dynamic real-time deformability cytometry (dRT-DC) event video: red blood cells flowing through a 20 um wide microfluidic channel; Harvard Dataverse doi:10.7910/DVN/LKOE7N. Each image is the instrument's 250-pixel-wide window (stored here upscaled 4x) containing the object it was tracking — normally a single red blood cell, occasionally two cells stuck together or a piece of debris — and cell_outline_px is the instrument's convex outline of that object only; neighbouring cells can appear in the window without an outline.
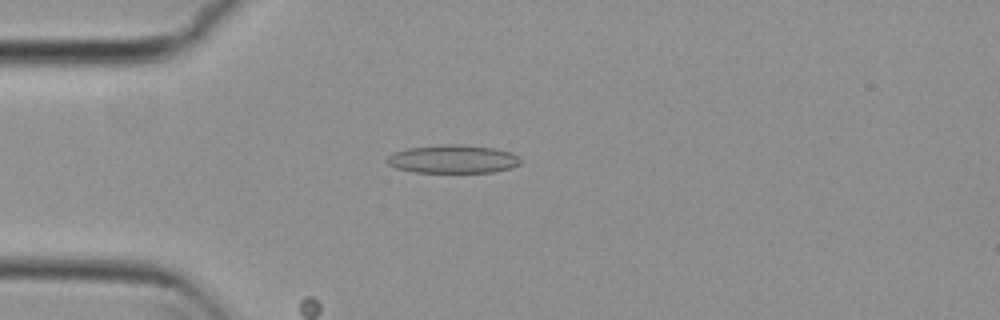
{"species": "common noctule bat (a hibernating species)", "species_latin": "Nyctalus noctula", "temperature_condition": "cold", "stored_images_in_passage": 7, "camera_frame_rate_fps": 3000, "um_per_image_px": 0.085, "animal": {"sex": "female", "body_mass_g": 29.2, "forearm_length_mm": 56.3}, "frame": {"image": 1, "passage_image": 4, "time_ms": 1.0, "image_size_px": [1000, 320], "cell_outline_px": [[520, 164], [512, 168], [492, 172], [412, 172], [396, 168], [388, 164], [384, 160], [392, 152], [408, 148], [444, 144], [456, 144], [492, 148], [512, 152], [520, 160]], "centroid_in_image_um": [38.45, 13.52], "position_along_channel_um": 46.5, "area_um2": 22.02}}